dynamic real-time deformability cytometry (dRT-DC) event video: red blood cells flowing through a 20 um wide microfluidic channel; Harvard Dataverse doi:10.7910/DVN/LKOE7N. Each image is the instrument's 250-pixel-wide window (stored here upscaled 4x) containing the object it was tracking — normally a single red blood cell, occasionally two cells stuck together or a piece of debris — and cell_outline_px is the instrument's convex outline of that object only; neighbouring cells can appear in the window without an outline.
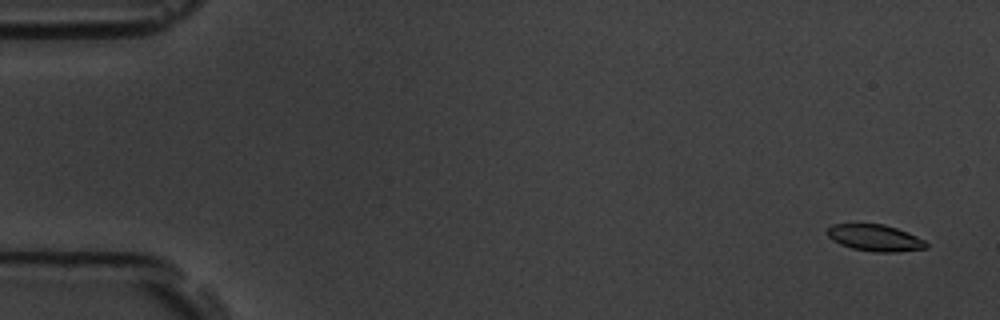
{"species": "common noctule bat (a hibernating species)", "species_latin": "Nyctalus noctula", "temperature_condition": "room temperature", "stored_images_in_passage": 6, "camera_frame_rate_fps": 3000, "um_per_image_px": 0.085, "animal": {"sex": "male", "body_mass_g": 19.5, "forearm_length_mm": 54.6}, "frame": {"image": 1, "passage_image": 1, "time_ms": 0.0, "image_size_px": [1000, 320], "cell_outline_px": [[928, 248], [896, 252], [876, 252], [852, 248], [840, 244], [832, 240], [828, 236], [828, 228], [832, 224], [884, 224], [908, 232], [924, 240], [928, 244]], "centroid_in_image_um": [74.39, 20.22], "position_along_channel_um": 10.6, "area_um2": 15.26}}